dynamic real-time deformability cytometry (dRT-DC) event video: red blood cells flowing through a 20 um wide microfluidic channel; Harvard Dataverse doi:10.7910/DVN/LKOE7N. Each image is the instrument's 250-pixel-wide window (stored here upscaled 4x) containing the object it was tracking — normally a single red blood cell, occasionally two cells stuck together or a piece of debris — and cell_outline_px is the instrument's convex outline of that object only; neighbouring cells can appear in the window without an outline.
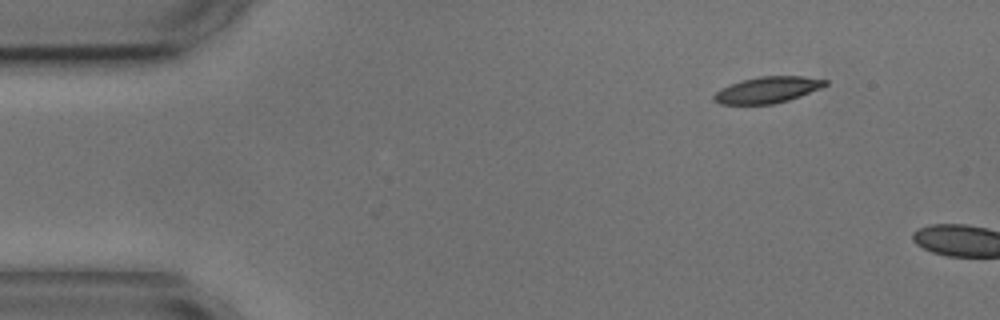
{"species": "common noctule bat (a hibernating species)", "species_latin": "Nyctalus noctula", "temperature_condition": "cold", "stored_images_in_passage": 2, "camera_frame_rate_fps": 3000, "um_per_image_px": 0.085, "animal": {"sex": "male", "body_mass_g": 17.9, "forearm_length_mm": 54.2}, "frame": {"image": 1, "passage_image": 1, "time_ms": 0.0, "image_size_px": [1000, 320], "cell_outline_px": [[828, 84], [820, 88], [800, 96], [788, 100], [772, 104], [720, 104], [712, 100], [712, 96], [720, 88], [744, 80], [760, 76], [804, 76], [828, 80]], "centroid_in_image_um": [65.23, 7.64], "position_along_channel_um": 19.8, "area_um2": 16.94}}